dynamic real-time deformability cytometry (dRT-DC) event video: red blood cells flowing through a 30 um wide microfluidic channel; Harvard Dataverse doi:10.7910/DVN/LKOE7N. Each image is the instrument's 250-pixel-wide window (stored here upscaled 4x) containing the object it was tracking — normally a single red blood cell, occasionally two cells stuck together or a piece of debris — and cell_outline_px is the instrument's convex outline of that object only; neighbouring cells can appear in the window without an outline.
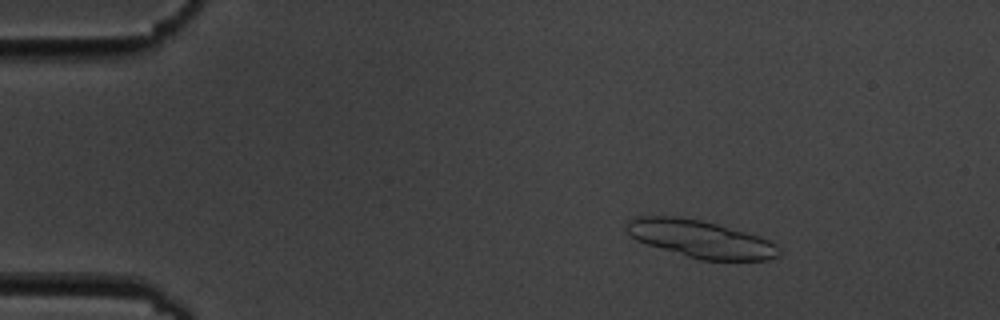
{"species": "common noctule bat (a hibernating species)", "species_latin": "Nyctalus noctula", "temperature_condition": "cold", "stored_images_in_passage": 5, "camera_frame_rate_fps": 3000, "um_per_image_px": 0.085, "animal": {"sex": "male", "body_mass_g": 19.5, "forearm_length_mm": 54.6}, "frame": {"image": 1, "passage_image": 3, "time_ms": 2.333, "image_size_px": [1000, 320], "cell_outline_px": [[780, 252], [776, 256], [768, 260], [700, 260], [648, 244], [636, 240], [624, 228], [628, 220], [640, 216], [676, 216], [700, 220], [716, 224], [760, 236], [776, 244]], "centroid_in_image_um": [59.53, 20.31], "position_along_channel_um": 25.5, "area_um2": 32.89}}